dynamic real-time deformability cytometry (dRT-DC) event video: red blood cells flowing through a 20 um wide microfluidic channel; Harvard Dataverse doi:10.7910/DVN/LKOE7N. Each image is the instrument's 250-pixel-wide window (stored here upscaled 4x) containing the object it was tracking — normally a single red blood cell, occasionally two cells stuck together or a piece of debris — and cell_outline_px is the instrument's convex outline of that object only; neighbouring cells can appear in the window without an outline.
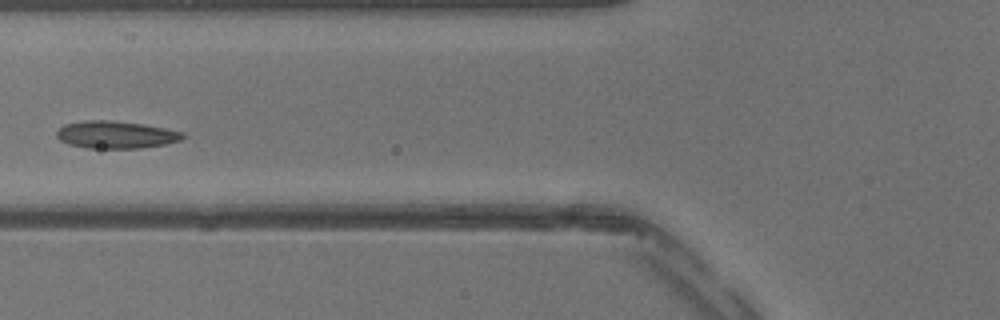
{"species": "common noctule bat (a hibernating species)", "species_latin": "Nyctalus noctula", "temperature_condition": "warm", "stored_images_in_passage": 22, "camera_frame_rate_fps": 3000, "um_per_image_px": 0.085, "animal": {"sex": "male", "body_mass_g": 13.3}, "frame": {"image": 1, "passage_image": 3, "time_ms": 0.667, "image_size_px": [1000, 320], "cell_outline_px": [[188, 136], [180, 140], [164, 144], [140, 148], [88, 148], [68, 144], [60, 140], [56, 136], [56, 132], [64, 124], [84, 120], [112, 120], [144, 124], [184, 132]], "centroid_in_image_um": [9.85, 11.44], "position_along_channel_um": 115.9, "area_um2": 20.23}}
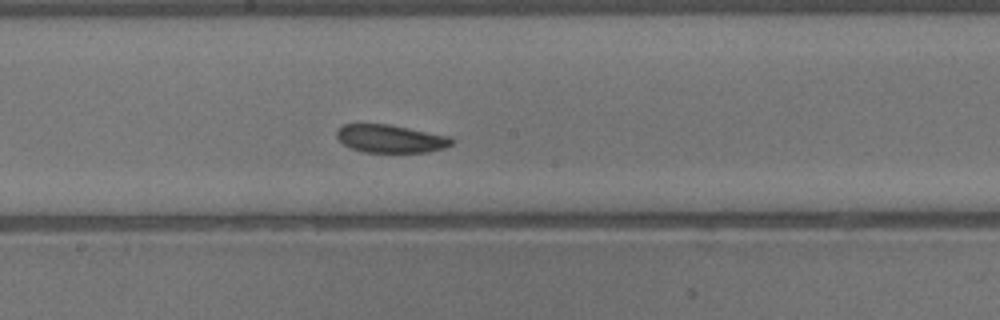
{"frame": {"image": 2, "passage_image": 9, "time_ms": 2.667, "image_size_px": [1000, 320], "cell_outline_px": [[456, 140], [452, 144], [444, 148], [424, 152], [364, 152], [352, 148], [344, 144], [336, 136], [336, 132], [344, 124], [388, 124], [448, 136]], "centroid_in_image_um": [33.2, 11.79], "position_along_channel_um": 215.0, "area_um2": 18.5}}
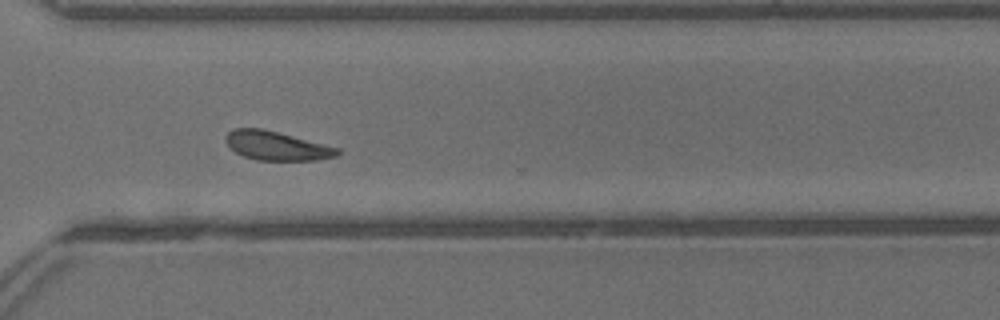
{"frame": {"image": 3, "passage_image": 17, "time_ms": 5.333, "image_size_px": [1000, 320], "cell_outline_px": [[340, 152], [336, 156], [316, 160], [256, 160], [244, 156], [236, 152], [224, 140], [224, 136], [232, 128], [260, 128], [340, 148]], "centroid_in_image_um": [23.48, 12.39], "position_along_channel_um": 347.1, "area_um2": 18.61}}